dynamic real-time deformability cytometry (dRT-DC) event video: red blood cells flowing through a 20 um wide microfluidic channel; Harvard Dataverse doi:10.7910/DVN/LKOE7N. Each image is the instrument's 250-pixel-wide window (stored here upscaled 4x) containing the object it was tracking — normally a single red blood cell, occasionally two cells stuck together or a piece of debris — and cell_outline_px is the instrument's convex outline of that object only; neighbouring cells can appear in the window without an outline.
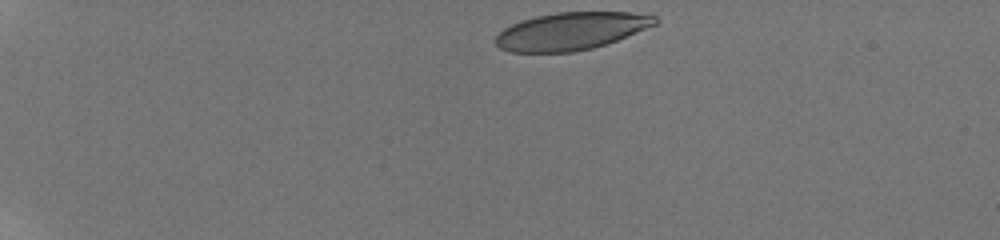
{"species": "human", "species_latin": "Homo sapiens", "temperature_condition": "room temperature", "stored_images_in_passage": 44, "camera_frame_rate_fps": 3000, "um_per_image_px": 0.085, "donor": {"sex": "male"}, "frame": {"image": 1, "passage_image": 1, "time_ms": 0.0, "image_size_px": [1000, 240], "cell_outline_px": [[660, 20], [656, 24], [616, 40], [592, 48], [572, 52], [512, 52], [500, 48], [496, 44], [496, 36], [504, 28], [520, 20], [536, 16], [556, 12], [628, 12], [656, 16]], "centroid_in_image_um": [48.52, 2.64], "position_along_channel_um": 36.5, "area_um2": 34.62}}
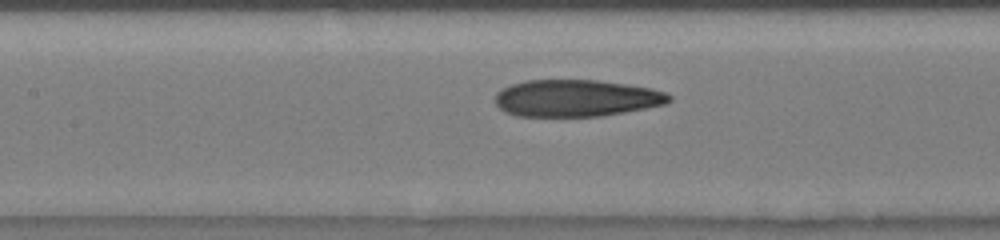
{"frame": {"image": 2, "passage_image": 18, "time_ms": 5.667, "image_size_px": [1000, 240], "cell_outline_px": [[672, 100], [668, 104], [624, 112], [600, 116], [516, 116], [504, 112], [496, 104], [496, 92], [512, 84], [524, 80], [596, 80], [652, 88], [664, 92], [672, 96]], "centroid_in_image_um": [48.99, 8.34], "position_along_channel_um": 158.4, "area_um2": 37.45}}
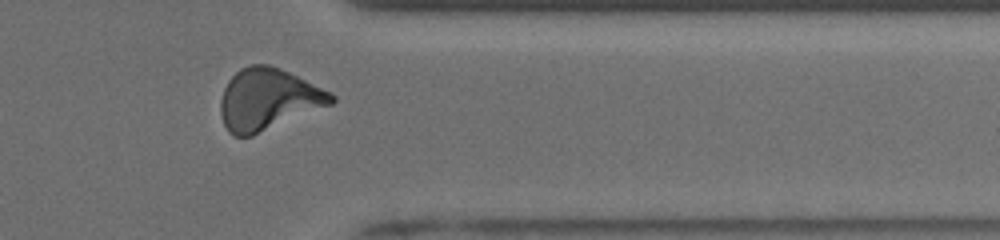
{"frame": {"image": 3, "passage_image": 36, "time_ms": 11.667, "image_size_px": [1000, 240], "cell_outline_px": [[336, 100], [332, 104], [252, 136], [232, 136], [228, 132], [224, 124], [220, 112], [220, 100], [224, 88], [228, 80], [240, 68], [252, 64], [268, 64], [280, 68], [332, 92], [336, 96]], "centroid_in_image_um": [22.78, 8.44], "position_along_channel_um": 388.6, "area_um2": 39.77}, "authors_computed_cell_mechanics": {"area_um2": 37.3388, "velocity_mm_per_s": 3.8794, "shape_relaxation_time_tau1_ms": 6.3096, "shape_relaxation_time_tau2_ms": 1.9575, "deformation_change_tau1": 0.2222, "deformation_change_tau2": 0.0982}}